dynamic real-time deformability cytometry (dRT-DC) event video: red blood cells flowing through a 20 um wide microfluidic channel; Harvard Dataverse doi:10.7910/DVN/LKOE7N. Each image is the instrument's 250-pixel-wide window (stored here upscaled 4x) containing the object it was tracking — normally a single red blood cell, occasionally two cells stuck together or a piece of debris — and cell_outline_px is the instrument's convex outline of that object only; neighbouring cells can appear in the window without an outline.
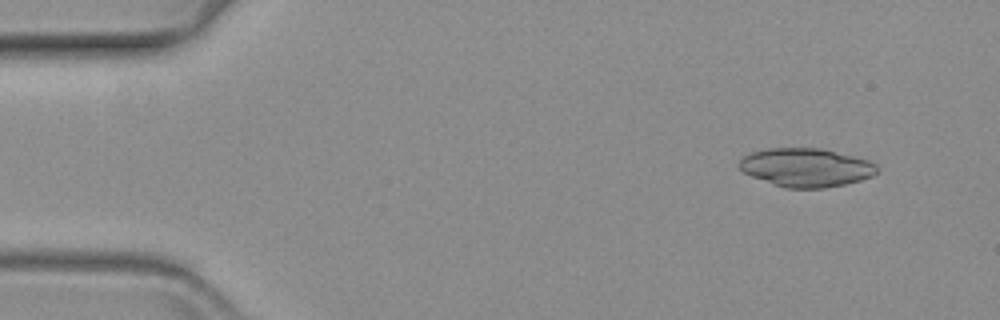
{"species": "common noctule bat (a hibernating species)", "species_latin": "Nyctalus noctula", "temperature_condition": "warm", "stored_images_in_passage": 56, "camera_frame_rate_fps": 3000, "um_per_image_px": 0.085, "animal": {"sex": "female", "body_mass_g": 19.3, "forearm_length_mm": 54.1}, "frame": {"image": 1, "passage_image": 2, "time_ms": 0.333, "image_size_px": [1000, 320], "cell_outline_px": [[880, 168], [872, 176], [860, 180], [844, 184], [824, 188], [784, 188], [752, 176], [744, 172], [740, 168], [740, 160], [744, 156], [752, 152], [768, 148], [820, 148], [868, 160], [876, 164]], "centroid_in_image_um": [68.53, 14.24], "position_along_channel_um": 16.5, "area_um2": 30.69}}